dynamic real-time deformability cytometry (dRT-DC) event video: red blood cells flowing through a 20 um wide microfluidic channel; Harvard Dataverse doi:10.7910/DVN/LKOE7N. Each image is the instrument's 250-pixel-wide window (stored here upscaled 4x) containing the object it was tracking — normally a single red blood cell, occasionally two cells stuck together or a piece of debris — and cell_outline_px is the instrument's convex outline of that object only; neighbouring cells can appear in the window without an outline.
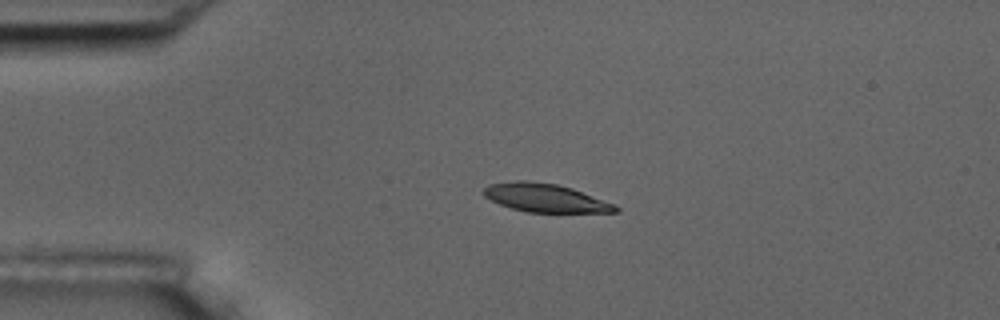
{"species": "common noctule bat (a hibernating species)", "species_latin": "Nyctalus noctula", "temperature_condition": "room temperature", "stored_images_in_passage": 45, "camera_frame_rate_fps": 3000, "um_per_image_px": 0.085, "animal": {"sex": "male", "body_mass_g": 17.5, "forearm_length_mm": 52.3}, "frame": {"image": 1, "passage_image": 1, "time_ms": 0.0, "image_size_px": [1000, 320], "cell_outline_px": [[620, 212], [528, 212], [512, 208], [500, 204], [484, 196], [480, 192], [488, 184], [516, 180], [524, 180], [556, 184], [572, 188], [616, 204], [620, 208]], "centroid_in_image_um": [46.35, 16.81], "position_along_channel_um": 38.6, "area_um2": 21.85}}
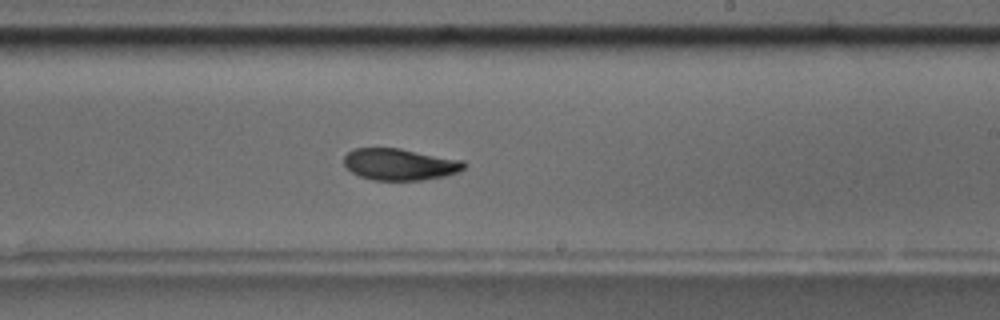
{"frame": {"image": 2, "passage_image": 22, "time_ms": 7.0, "image_size_px": [1000, 320], "cell_outline_px": [[468, 164], [460, 172], [444, 176], [424, 180], [372, 180], [360, 176], [352, 172], [344, 164], [344, 156], [352, 148], [400, 148], [464, 160]], "centroid_in_image_um": [34.02, 13.96], "position_along_channel_um": 255.0, "area_um2": 22.37}}
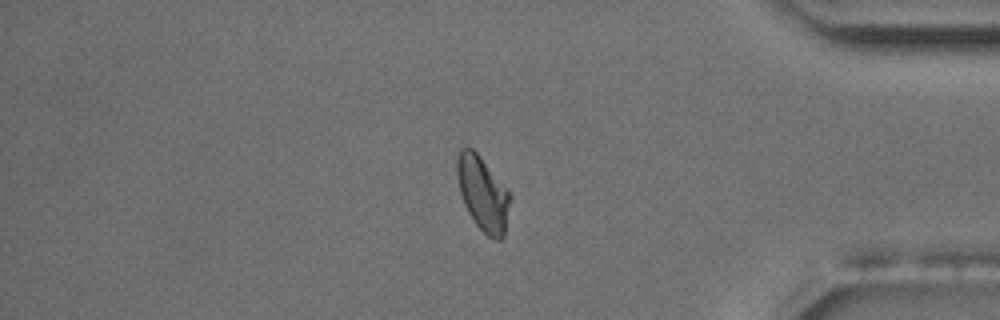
{"frame": {"image": 3, "passage_image": 36, "time_ms": 11.667, "image_size_px": [1000, 320], "cell_outline_px": [[512, 196], [504, 236], [500, 240], [496, 240], [488, 236], [476, 224], [468, 212], [464, 204], [460, 192], [456, 176], [456, 156], [460, 148], [472, 148], [480, 156]], "centroid_in_image_um": [41.03, 16.45], "position_along_channel_um": 394.2, "area_um2": 22.95}, "authors_computed_cell_mechanics": {"area_um2": 22.831, "velocity_mm_per_s": 3.5569, "shape_relaxation_time_tau1_ms": 5.0182, "shape_relaxation_time_tau2_ms": 5.0565, "deformation_change_tau1": 0.1557, "deformation_change_tau2": 0.0919}}